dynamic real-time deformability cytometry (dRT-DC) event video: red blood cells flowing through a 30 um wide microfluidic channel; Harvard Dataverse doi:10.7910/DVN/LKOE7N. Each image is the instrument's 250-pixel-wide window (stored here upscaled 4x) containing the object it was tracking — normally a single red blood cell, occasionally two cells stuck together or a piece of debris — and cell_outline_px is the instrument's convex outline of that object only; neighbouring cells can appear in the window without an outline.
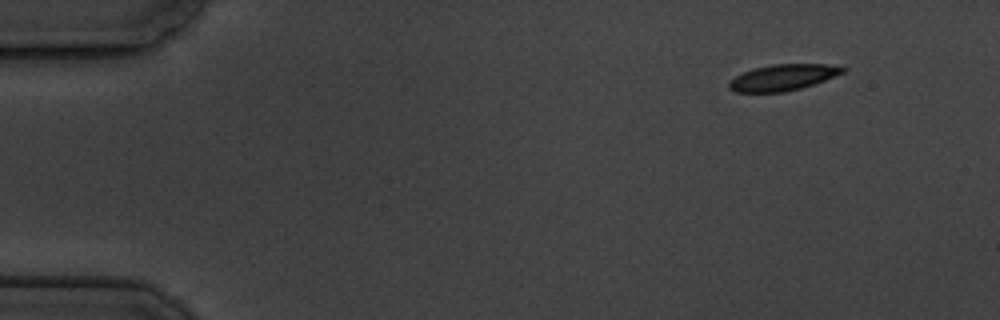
{"species": "common noctule bat (a hibernating species)", "species_latin": "Nyctalus noctula", "temperature_condition": "cold", "stored_images_in_passage": 6, "segment_of_instrument_passage": [2, 2], "camera_frame_rate_fps": 3000, "um_per_image_px": 0.085, "animal": {"sex": "male", "body_mass_g": 19.5, "forearm_length_mm": 54.6}, "frame": {"image": 1, "passage_image": 6, "time_ms": 6.667, "image_size_px": [1000, 320], "cell_outline_px": [[848, 68], [844, 72], [824, 80], [800, 88], [784, 92], [736, 92], [728, 88], [728, 84], [736, 76], [744, 72], [756, 68], [772, 64], [824, 64]], "centroid_in_image_um": [66.54, 6.58], "position_along_channel_um": 18.5, "area_um2": 16.99}}